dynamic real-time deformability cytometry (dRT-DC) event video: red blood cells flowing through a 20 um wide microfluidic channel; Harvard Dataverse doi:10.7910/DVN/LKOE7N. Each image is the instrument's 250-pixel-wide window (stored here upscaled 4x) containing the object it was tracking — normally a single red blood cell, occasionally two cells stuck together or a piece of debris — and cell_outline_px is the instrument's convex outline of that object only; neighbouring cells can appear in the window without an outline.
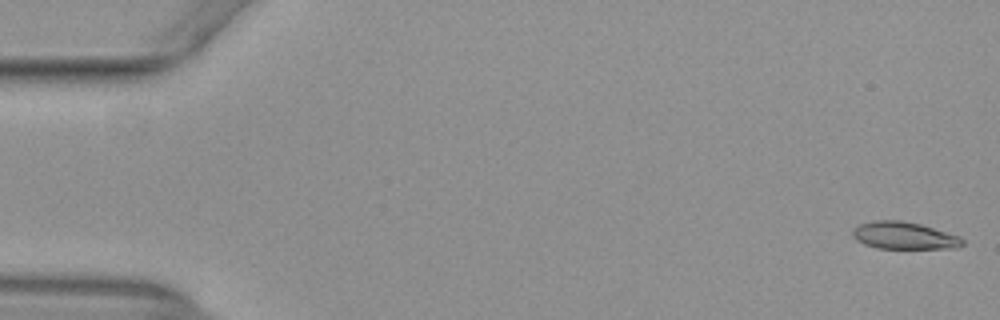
{"species": "common noctule bat (a hibernating species)", "species_latin": "Nyctalus noctula", "temperature_condition": "warm", "stored_images_in_passage": 21, "camera_frame_rate_fps": 3000, "um_per_image_px": 0.085, "animal": {"sex": "female", "body_mass_g": 29.2, "forearm_length_mm": 56.3}, "frame": {"image": 1, "passage_image": 1, "time_ms": 0.0, "image_size_px": [1000, 320], "cell_outline_px": [[964, 244], [956, 248], [876, 248], [864, 244], [856, 240], [852, 236], [852, 228], [860, 224], [876, 220], [900, 220], [920, 224], [960, 236], [964, 240]], "centroid_in_image_um": [76.83, 20.02], "position_along_channel_um": 8.2, "area_um2": 17.46}}
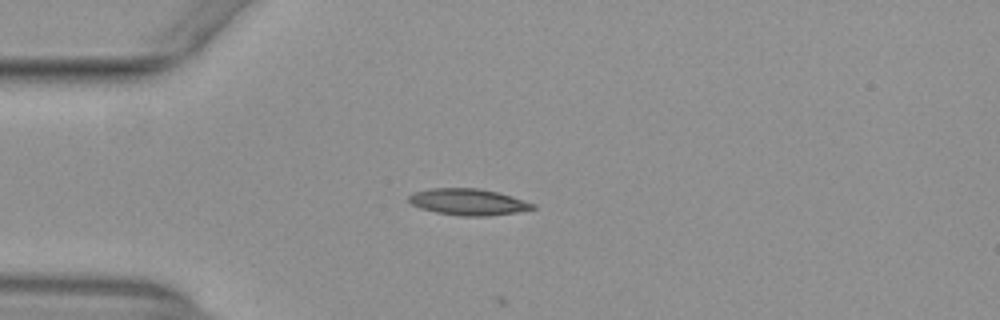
{"frame": {"image": 2, "passage_image": 14, "time_ms": 4.333, "image_size_px": [1000, 320], "cell_outline_px": [[536, 208], [516, 212], [488, 216], [460, 216], [436, 212], [420, 208], [412, 204], [408, 200], [408, 196], [412, 192], [428, 188], [480, 188], [512, 196], [536, 204]], "centroid_in_image_um": [39.77, 17.16], "position_along_channel_um": 45.2, "area_um2": 19.19}}
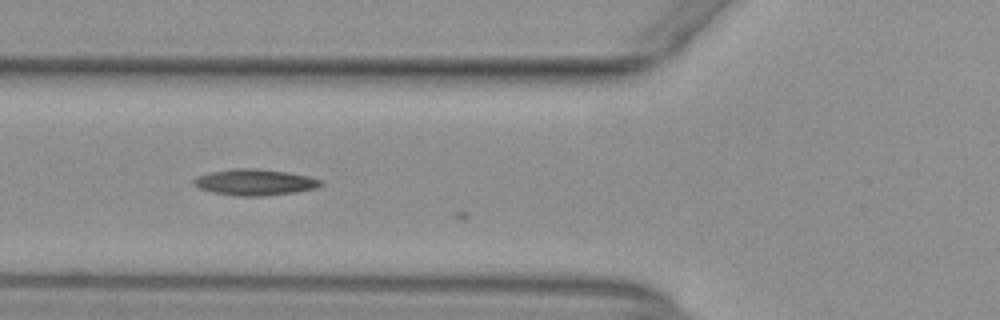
{"frame": {"image": 3, "passage_image": 20, "time_ms": 6.333, "image_size_px": [1000, 320], "cell_outline_px": [[324, 184], [316, 188], [296, 192], [264, 196], [236, 196], [212, 192], [200, 188], [192, 184], [192, 180], [196, 176], [212, 172], [236, 168], [252, 168], [288, 172], [308, 176], [324, 180]], "centroid_in_image_um": [21.68, 15.49], "position_along_channel_um": 104.1, "area_um2": 19.48}}